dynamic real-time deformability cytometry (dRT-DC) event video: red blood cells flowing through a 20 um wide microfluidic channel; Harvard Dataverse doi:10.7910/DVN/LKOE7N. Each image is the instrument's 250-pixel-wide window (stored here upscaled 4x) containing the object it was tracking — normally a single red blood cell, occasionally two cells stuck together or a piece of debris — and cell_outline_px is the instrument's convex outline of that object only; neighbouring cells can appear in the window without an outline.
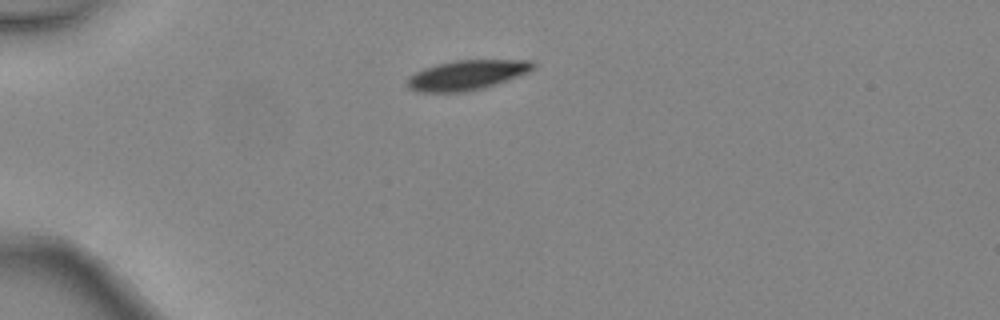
{"species": "common noctule bat (a hibernating species)", "species_latin": "Nyctalus noctula", "temperature_condition": "warm", "stored_images_in_passage": 3, "camera_frame_rate_fps": 3000, "um_per_image_px": 0.085, "animal": {"sex": "female", "body_mass_g": 24.6, "forearm_length_mm": 56.2}, "frame": {"image": 1, "passage_image": 1, "time_ms": 0.0, "image_size_px": [1000, 320], "cell_outline_px": [[536, 68], [528, 72], [496, 84], [464, 92], [420, 92], [408, 88], [408, 76], [424, 68], [436, 64], [456, 60], [532, 60], [536, 64]], "centroid_in_image_um": [39.69, 6.37], "position_along_channel_um": 45.3, "area_um2": 21.73}}
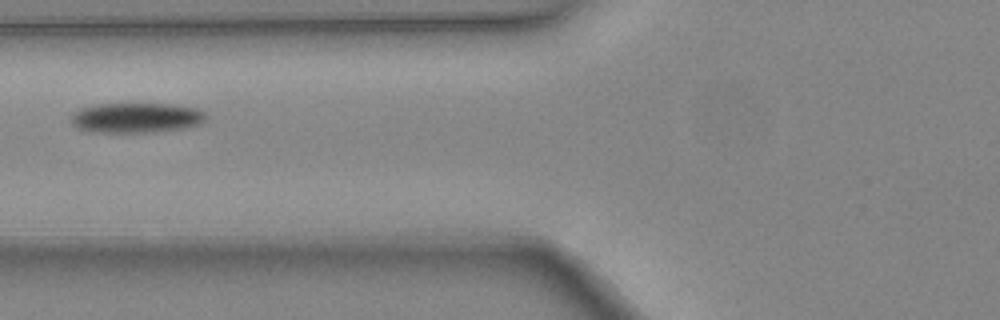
{"frame": {"image": 2, "passage_image": 3, "time_ms": 0.667, "image_size_px": [1000, 320], "cell_outline_px": [[204, 120], [200, 124], [184, 128], [152, 132], [92, 132], [76, 128], [72, 124], [72, 116], [80, 108], [96, 104], [172, 104], [196, 108], [204, 112]], "centroid_in_image_um": [11.56, 10.01], "position_along_channel_um": 114.2, "area_um2": 23.47}}